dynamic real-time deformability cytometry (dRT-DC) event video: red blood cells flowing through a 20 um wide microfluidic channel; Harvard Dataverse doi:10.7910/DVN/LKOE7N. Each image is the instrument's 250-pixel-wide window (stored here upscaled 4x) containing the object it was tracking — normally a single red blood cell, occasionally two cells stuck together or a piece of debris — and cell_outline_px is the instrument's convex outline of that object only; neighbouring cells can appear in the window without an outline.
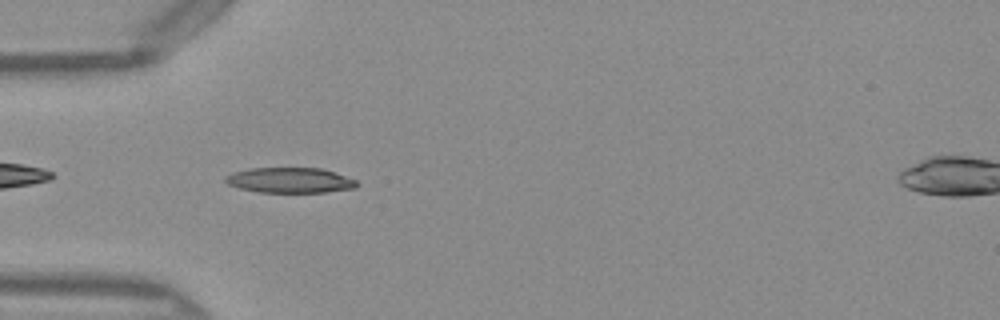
{"species": "Egyptian fruit bat (a non-hibernating species)", "species_latin": "Rousettus aegyptiacus", "temperature_condition": "warm", "stored_images_in_passage": 37, "camera_frame_rate_fps": 3000, "um_per_image_px": 0.085, "frame": {"image": 1, "passage_image": 3, "time_ms": 0.667, "image_size_px": [1000, 320], "cell_outline_px": [[360, 184], [356, 188], [324, 192], [256, 192], [240, 188], [228, 184], [224, 180], [224, 176], [232, 172], [252, 168], [320, 168], [356, 180]], "centroid_in_image_um": [24.62, 15.32], "position_along_channel_um": 60.4, "area_um2": 19.31}}
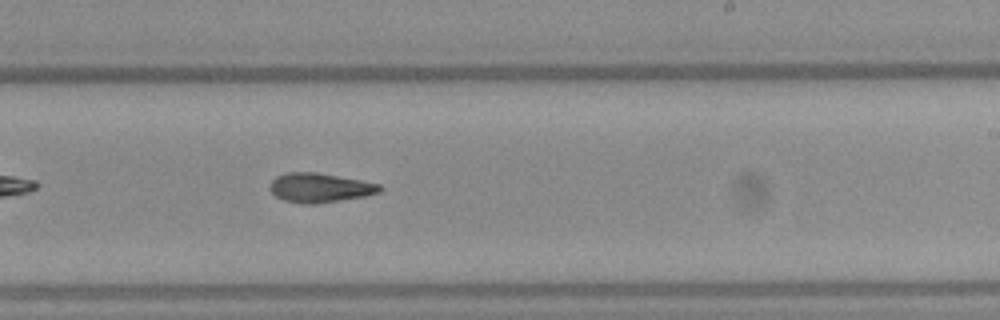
{"frame": {"image": 2, "passage_image": 18, "time_ms": 5.667, "image_size_px": [1000, 320], "cell_outline_px": [[384, 188], [380, 192], [364, 196], [340, 200], [312, 204], [304, 204], [284, 200], [276, 196], [268, 188], [268, 184], [276, 176], [284, 172], [316, 172], [360, 180], [380, 184]], "centroid_in_image_um": [27.15, 15.95], "position_along_channel_um": 261.9, "area_um2": 18.79}}
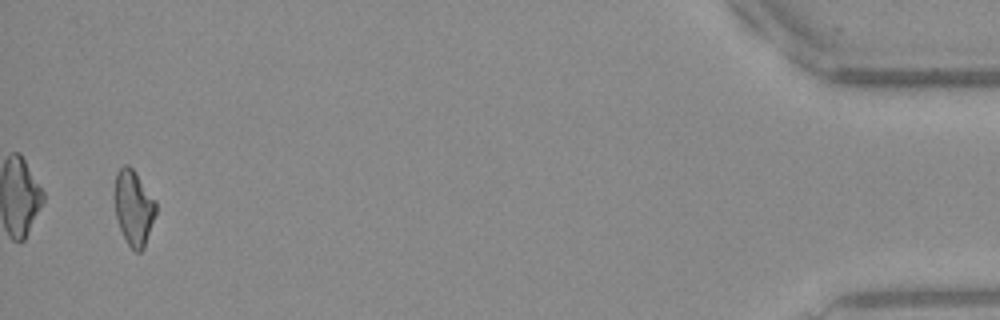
{"frame": {"image": 3, "passage_image": 36, "time_ms": 11.667, "image_size_px": [1000, 320], "cell_outline_px": [[156, 212], [144, 248], [140, 252], [136, 252], [128, 244], [120, 228], [116, 216], [112, 196], [116, 172], [124, 164], [128, 164], [132, 168], [156, 200]], "centroid_in_image_um": [11.33, 17.62], "position_along_channel_um": 423.9, "area_um2": 18.32}, "authors_computed_cell_mechanics": {"area_um2": 18.6116, "velocity_mm_per_s": 4.0658, "shape_relaxation_time_tau1_ms": 10.2253, "shape_relaxation_time_tau2_ms": 5.3908, "deformation_change_tau1": 0.2556, "deformation_change_tau2": 0.1536}}